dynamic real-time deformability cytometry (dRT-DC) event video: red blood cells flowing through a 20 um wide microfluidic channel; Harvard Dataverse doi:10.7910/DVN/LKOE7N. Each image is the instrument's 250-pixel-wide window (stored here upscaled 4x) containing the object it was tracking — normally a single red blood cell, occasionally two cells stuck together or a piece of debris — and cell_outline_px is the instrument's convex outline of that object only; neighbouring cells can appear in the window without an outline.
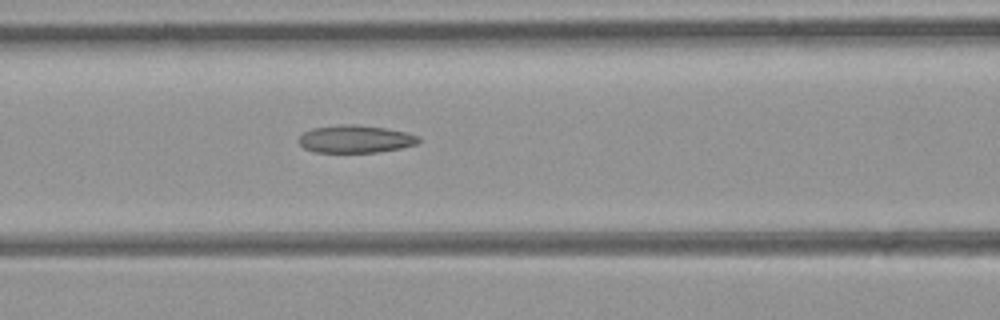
{"species": "common noctule bat (a hibernating species)", "species_latin": "Nyctalus noctula", "temperature_condition": "room temperature", "stored_images_in_passage": 14, "camera_frame_rate_fps": 3000, "um_per_image_px": 0.085, "animal": {"sex": "female", "body_mass_g": 21.9}, "frame": {"image": 1, "passage_image": 10, "time_ms": 3.0, "image_size_px": [1000, 320], "cell_outline_px": [[420, 140], [416, 144], [400, 148], [376, 152], [316, 152], [304, 148], [296, 140], [304, 132], [312, 128], [344, 124], [356, 124], [384, 128], [404, 132], [420, 136]], "centroid_in_image_um": [30.18, 11.81], "position_along_channel_um": 136.4, "area_um2": 19.19}}
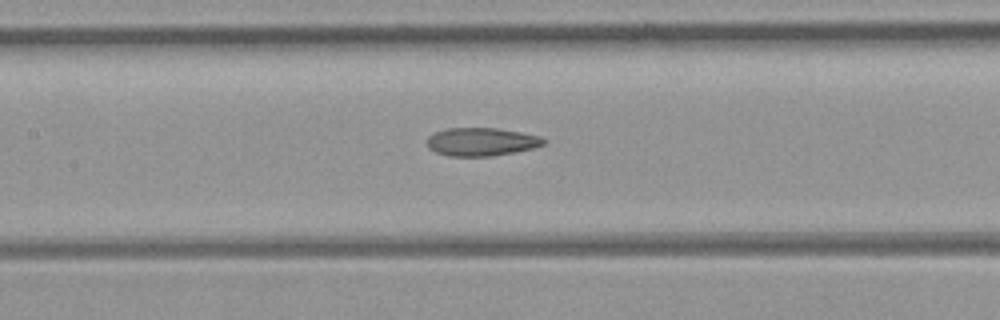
{"frame": {"image": 2, "passage_image": 12, "time_ms": 3.667, "image_size_px": [1000, 320], "cell_outline_px": [[548, 140], [544, 144], [532, 148], [516, 152], [492, 156], [448, 156], [436, 152], [428, 148], [428, 136], [436, 132], [448, 128], [496, 128], [520, 132], [540, 136]], "centroid_in_image_um": [40.94, 12.05], "position_along_channel_um": 166.5, "area_um2": 19.13}}